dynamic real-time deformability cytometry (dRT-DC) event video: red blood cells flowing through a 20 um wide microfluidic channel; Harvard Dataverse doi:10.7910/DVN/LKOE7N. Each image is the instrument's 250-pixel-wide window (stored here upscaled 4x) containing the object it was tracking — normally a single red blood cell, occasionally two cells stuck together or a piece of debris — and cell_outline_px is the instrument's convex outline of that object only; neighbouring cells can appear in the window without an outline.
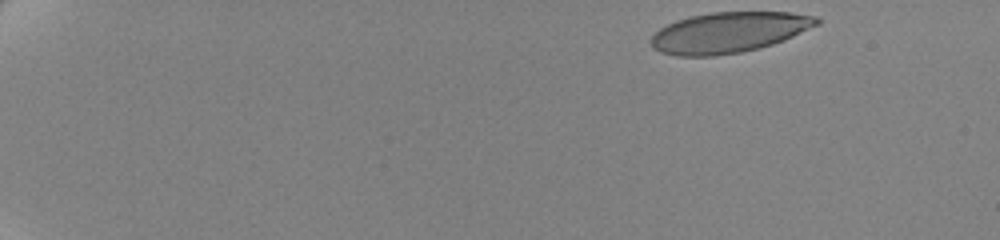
{"species": "human", "species_latin": "Homo sapiens", "temperature_condition": "cold", "stored_images_in_passage": 54, "camera_frame_rate_fps": 3000, "um_per_image_px": 0.085, "donor": {"sex": "female"}, "frame": {"image": 1, "passage_image": 1, "time_ms": 0.0, "image_size_px": [1000, 240], "cell_outline_px": [[820, 24], [784, 40], [760, 48], [740, 52], [712, 56], [676, 56], [660, 52], [652, 48], [648, 40], [660, 28], [676, 20], [692, 16], [712, 12], [788, 12], [816, 16], [820, 20]], "centroid_in_image_um": [61.93, 2.76], "position_along_channel_um": 23.1, "area_um2": 39.3}}
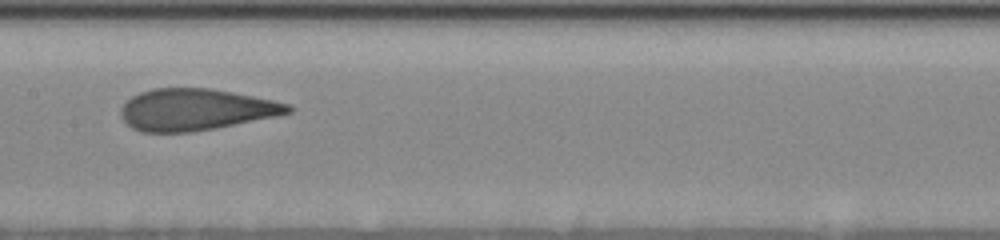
{"frame": {"image": 2, "passage_image": 28, "time_ms": 9.0, "image_size_px": [1000, 240], "cell_outline_px": [[292, 112], [276, 116], [216, 128], [192, 132], [140, 132], [132, 128], [120, 116], [120, 108], [132, 96], [140, 92], [152, 88], [212, 88], [272, 100], [288, 104], [292, 108]], "centroid_in_image_um": [16.6, 9.32], "position_along_channel_um": 190.8, "area_um2": 40.46}}
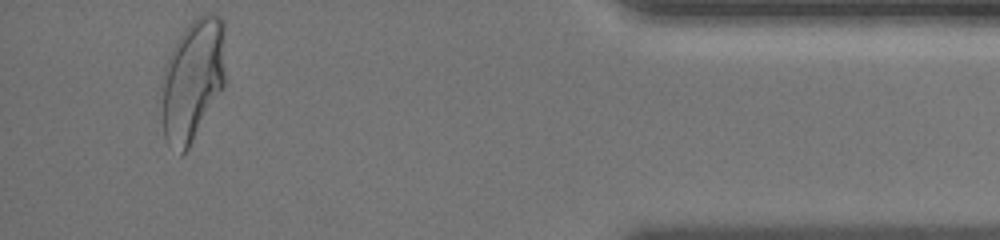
{"frame": {"image": 3, "passage_image": 51, "time_ms": 16.667, "image_size_px": [1000, 240], "cell_outline_px": [[224, 88], [188, 148], [180, 156], [168, 144], [164, 136], [160, 80], [168, 56], [176, 40], [184, 28], [196, 16], [208, 12], [212, 12], [220, 16], [224, 20]], "centroid_in_image_um": [16.36, 6.76], "position_along_channel_um": 418.8, "area_um2": 46.18}, "authors_computed_cell_mechanics": {"area_um2": 41.2692, "velocity_mm_per_s": 3.4936, "shape_relaxation_time_tau1_ms": 4.5716, "shape_relaxation_time_tau2_ms": 0.9343, "deformation_change_tau1": 0.1826, "deformation_change_tau2": 0.0815}}